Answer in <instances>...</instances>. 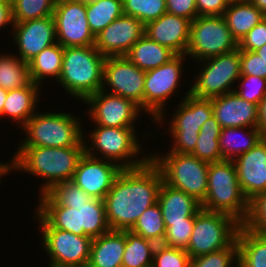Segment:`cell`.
I'll return each mask as SVG.
<instances>
[{
    "mask_svg": "<svg viewBox=\"0 0 266 267\" xmlns=\"http://www.w3.org/2000/svg\"><path fill=\"white\" fill-rule=\"evenodd\" d=\"M162 182L151 159L139 167L122 169L103 199L110 229L131 230L141 214L157 203Z\"/></svg>",
    "mask_w": 266,
    "mask_h": 267,
    "instance_id": "1",
    "label": "cell"
},
{
    "mask_svg": "<svg viewBox=\"0 0 266 267\" xmlns=\"http://www.w3.org/2000/svg\"><path fill=\"white\" fill-rule=\"evenodd\" d=\"M34 220L39 228H56L80 236L97 238L110 231L103 200L59 206L47 193L38 195Z\"/></svg>",
    "mask_w": 266,
    "mask_h": 267,
    "instance_id": "2",
    "label": "cell"
},
{
    "mask_svg": "<svg viewBox=\"0 0 266 267\" xmlns=\"http://www.w3.org/2000/svg\"><path fill=\"white\" fill-rule=\"evenodd\" d=\"M84 153V147H18L15 152V172L43 179L37 191L41 195L60 182L72 180Z\"/></svg>",
    "mask_w": 266,
    "mask_h": 267,
    "instance_id": "3",
    "label": "cell"
},
{
    "mask_svg": "<svg viewBox=\"0 0 266 267\" xmlns=\"http://www.w3.org/2000/svg\"><path fill=\"white\" fill-rule=\"evenodd\" d=\"M58 111H37L21 128L25 137L18 147H84L80 115Z\"/></svg>",
    "mask_w": 266,
    "mask_h": 267,
    "instance_id": "4",
    "label": "cell"
},
{
    "mask_svg": "<svg viewBox=\"0 0 266 267\" xmlns=\"http://www.w3.org/2000/svg\"><path fill=\"white\" fill-rule=\"evenodd\" d=\"M105 58L94 45L63 47L62 70L56 83L73 100L84 101L102 89Z\"/></svg>",
    "mask_w": 266,
    "mask_h": 267,
    "instance_id": "5",
    "label": "cell"
},
{
    "mask_svg": "<svg viewBox=\"0 0 266 267\" xmlns=\"http://www.w3.org/2000/svg\"><path fill=\"white\" fill-rule=\"evenodd\" d=\"M90 130L88 134L83 131V142L85 153L92 157L112 161L122 169L139 167L150 159V155L142 152L138 128L93 126Z\"/></svg>",
    "mask_w": 266,
    "mask_h": 267,
    "instance_id": "6",
    "label": "cell"
},
{
    "mask_svg": "<svg viewBox=\"0 0 266 267\" xmlns=\"http://www.w3.org/2000/svg\"><path fill=\"white\" fill-rule=\"evenodd\" d=\"M201 209L228 214L241 224L245 221L249 200L241 190L233 160L209 163L207 193Z\"/></svg>",
    "mask_w": 266,
    "mask_h": 267,
    "instance_id": "7",
    "label": "cell"
},
{
    "mask_svg": "<svg viewBox=\"0 0 266 267\" xmlns=\"http://www.w3.org/2000/svg\"><path fill=\"white\" fill-rule=\"evenodd\" d=\"M151 161L160 170L163 183L184 191L202 203L206 197L209 163L199 160L193 154L148 153Z\"/></svg>",
    "mask_w": 266,
    "mask_h": 267,
    "instance_id": "8",
    "label": "cell"
},
{
    "mask_svg": "<svg viewBox=\"0 0 266 267\" xmlns=\"http://www.w3.org/2000/svg\"><path fill=\"white\" fill-rule=\"evenodd\" d=\"M186 55H176L168 63L155 69L145 71L144 80V114L149 115L153 125H165V111L178 88H181L186 63ZM185 61V62H184ZM173 96V97H172ZM165 110V111H164ZM153 121V122H152Z\"/></svg>",
    "mask_w": 266,
    "mask_h": 267,
    "instance_id": "9",
    "label": "cell"
},
{
    "mask_svg": "<svg viewBox=\"0 0 266 267\" xmlns=\"http://www.w3.org/2000/svg\"><path fill=\"white\" fill-rule=\"evenodd\" d=\"M178 102L174 113L171 114L169 127L166 126L172 143L169 152L191 154L196 147L201 126L213 116L211 99L198 98L185 91Z\"/></svg>",
    "mask_w": 266,
    "mask_h": 267,
    "instance_id": "10",
    "label": "cell"
},
{
    "mask_svg": "<svg viewBox=\"0 0 266 267\" xmlns=\"http://www.w3.org/2000/svg\"><path fill=\"white\" fill-rule=\"evenodd\" d=\"M241 225L228 214L201 209L195 216L192 234L185 251L192 259L227 248L237 240Z\"/></svg>",
    "mask_w": 266,
    "mask_h": 267,
    "instance_id": "11",
    "label": "cell"
},
{
    "mask_svg": "<svg viewBox=\"0 0 266 267\" xmlns=\"http://www.w3.org/2000/svg\"><path fill=\"white\" fill-rule=\"evenodd\" d=\"M197 64L201 68L198 70L199 73H195L188 88L191 95L211 99L236 89L235 84L241 76L239 48L229 53L204 59Z\"/></svg>",
    "mask_w": 266,
    "mask_h": 267,
    "instance_id": "12",
    "label": "cell"
},
{
    "mask_svg": "<svg viewBox=\"0 0 266 267\" xmlns=\"http://www.w3.org/2000/svg\"><path fill=\"white\" fill-rule=\"evenodd\" d=\"M238 48L223 16H198L190 24L186 56L196 62Z\"/></svg>",
    "mask_w": 266,
    "mask_h": 267,
    "instance_id": "13",
    "label": "cell"
},
{
    "mask_svg": "<svg viewBox=\"0 0 266 267\" xmlns=\"http://www.w3.org/2000/svg\"><path fill=\"white\" fill-rule=\"evenodd\" d=\"M93 126L111 128H137L135 124L143 111L132 100L99 90L83 101ZM140 114V115H139ZM136 126V127H135Z\"/></svg>",
    "mask_w": 266,
    "mask_h": 267,
    "instance_id": "14",
    "label": "cell"
},
{
    "mask_svg": "<svg viewBox=\"0 0 266 267\" xmlns=\"http://www.w3.org/2000/svg\"><path fill=\"white\" fill-rule=\"evenodd\" d=\"M144 80L145 71L133 64L126 56L105 58L102 90L132 100L143 112Z\"/></svg>",
    "mask_w": 266,
    "mask_h": 267,
    "instance_id": "15",
    "label": "cell"
},
{
    "mask_svg": "<svg viewBox=\"0 0 266 267\" xmlns=\"http://www.w3.org/2000/svg\"><path fill=\"white\" fill-rule=\"evenodd\" d=\"M42 250L48 257V265H87L92 238L56 228H39Z\"/></svg>",
    "mask_w": 266,
    "mask_h": 267,
    "instance_id": "16",
    "label": "cell"
},
{
    "mask_svg": "<svg viewBox=\"0 0 266 267\" xmlns=\"http://www.w3.org/2000/svg\"><path fill=\"white\" fill-rule=\"evenodd\" d=\"M53 17L56 40L63 47L95 44V36L87 20L86 4L78 0H56Z\"/></svg>",
    "mask_w": 266,
    "mask_h": 267,
    "instance_id": "17",
    "label": "cell"
},
{
    "mask_svg": "<svg viewBox=\"0 0 266 267\" xmlns=\"http://www.w3.org/2000/svg\"><path fill=\"white\" fill-rule=\"evenodd\" d=\"M12 37L17 54L21 60L28 63L45 48L57 43L55 20L53 15L40 19L14 23Z\"/></svg>",
    "mask_w": 266,
    "mask_h": 267,
    "instance_id": "18",
    "label": "cell"
},
{
    "mask_svg": "<svg viewBox=\"0 0 266 267\" xmlns=\"http://www.w3.org/2000/svg\"><path fill=\"white\" fill-rule=\"evenodd\" d=\"M122 168L109 160L84 153L75 170L72 181L91 197L103 200Z\"/></svg>",
    "mask_w": 266,
    "mask_h": 267,
    "instance_id": "19",
    "label": "cell"
},
{
    "mask_svg": "<svg viewBox=\"0 0 266 267\" xmlns=\"http://www.w3.org/2000/svg\"><path fill=\"white\" fill-rule=\"evenodd\" d=\"M145 25L123 14L95 36V48L105 57L125 56L144 35Z\"/></svg>",
    "mask_w": 266,
    "mask_h": 267,
    "instance_id": "20",
    "label": "cell"
},
{
    "mask_svg": "<svg viewBox=\"0 0 266 267\" xmlns=\"http://www.w3.org/2000/svg\"><path fill=\"white\" fill-rule=\"evenodd\" d=\"M233 162L241 190L248 200L266 191V136Z\"/></svg>",
    "mask_w": 266,
    "mask_h": 267,
    "instance_id": "21",
    "label": "cell"
},
{
    "mask_svg": "<svg viewBox=\"0 0 266 267\" xmlns=\"http://www.w3.org/2000/svg\"><path fill=\"white\" fill-rule=\"evenodd\" d=\"M191 21L185 17L165 13L145 25L144 34L176 55H185L189 43Z\"/></svg>",
    "mask_w": 266,
    "mask_h": 267,
    "instance_id": "22",
    "label": "cell"
},
{
    "mask_svg": "<svg viewBox=\"0 0 266 267\" xmlns=\"http://www.w3.org/2000/svg\"><path fill=\"white\" fill-rule=\"evenodd\" d=\"M213 115L225 127H257L258 105L246 101L233 91L211 98Z\"/></svg>",
    "mask_w": 266,
    "mask_h": 267,
    "instance_id": "23",
    "label": "cell"
},
{
    "mask_svg": "<svg viewBox=\"0 0 266 267\" xmlns=\"http://www.w3.org/2000/svg\"><path fill=\"white\" fill-rule=\"evenodd\" d=\"M165 227L171 223L185 222V219H195L201 210V203L184 191L171 187L162 182L158 193Z\"/></svg>",
    "mask_w": 266,
    "mask_h": 267,
    "instance_id": "24",
    "label": "cell"
},
{
    "mask_svg": "<svg viewBox=\"0 0 266 267\" xmlns=\"http://www.w3.org/2000/svg\"><path fill=\"white\" fill-rule=\"evenodd\" d=\"M41 86L31 82L28 86L8 90L3 107V117L22 128L27 121L37 112L41 95Z\"/></svg>",
    "mask_w": 266,
    "mask_h": 267,
    "instance_id": "25",
    "label": "cell"
},
{
    "mask_svg": "<svg viewBox=\"0 0 266 267\" xmlns=\"http://www.w3.org/2000/svg\"><path fill=\"white\" fill-rule=\"evenodd\" d=\"M125 230H110L91 243L88 267H122Z\"/></svg>",
    "mask_w": 266,
    "mask_h": 267,
    "instance_id": "26",
    "label": "cell"
},
{
    "mask_svg": "<svg viewBox=\"0 0 266 267\" xmlns=\"http://www.w3.org/2000/svg\"><path fill=\"white\" fill-rule=\"evenodd\" d=\"M228 28L237 43L266 15L249 0H232L223 13Z\"/></svg>",
    "mask_w": 266,
    "mask_h": 267,
    "instance_id": "27",
    "label": "cell"
},
{
    "mask_svg": "<svg viewBox=\"0 0 266 267\" xmlns=\"http://www.w3.org/2000/svg\"><path fill=\"white\" fill-rule=\"evenodd\" d=\"M264 137L256 127L222 128L219 137L222 158L233 160L237 156L248 152Z\"/></svg>",
    "mask_w": 266,
    "mask_h": 267,
    "instance_id": "28",
    "label": "cell"
},
{
    "mask_svg": "<svg viewBox=\"0 0 266 267\" xmlns=\"http://www.w3.org/2000/svg\"><path fill=\"white\" fill-rule=\"evenodd\" d=\"M125 56L141 70L148 71L168 63L176 54L144 34Z\"/></svg>",
    "mask_w": 266,
    "mask_h": 267,
    "instance_id": "29",
    "label": "cell"
},
{
    "mask_svg": "<svg viewBox=\"0 0 266 267\" xmlns=\"http://www.w3.org/2000/svg\"><path fill=\"white\" fill-rule=\"evenodd\" d=\"M63 62V46L58 42L42 50L28 62L31 82L42 87L45 79L58 81Z\"/></svg>",
    "mask_w": 266,
    "mask_h": 267,
    "instance_id": "30",
    "label": "cell"
},
{
    "mask_svg": "<svg viewBox=\"0 0 266 267\" xmlns=\"http://www.w3.org/2000/svg\"><path fill=\"white\" fill-rule=\"evenodd\" d=\"M238 267H266V236L240 226L237 234Z\"/></svg>",
    "mask_w": 266,
    "mask_h": 267,
    "instance_id": "31",
    "label": "cell"
},
{
    "mask_svg": "<svg viewBox=\"0 0 266 267\" xmlns=\"http://www.w3.org/2000/svg\"><path fill=\"white\" fill-rule=\"evenodd\" d=\"M221 126L213 115L202 126L195 150L191 153L208 163L224 160L219 147Z\"/></svg>",
    "mask_w": 266,
    "mask_h": 267,
    "instance_id": "32",
    "label": "cell"
},
{
    "mask_svg": "<svg viewBox=\"0 0 266 267\" xmlns=\"http://www.w3.org/2000/svg\"><path fill=\"white\" fill-rule=\"evenodd\" d=\"M156 244L142 236L125 230V249L122 267H148L153 264Z\"/></svg>",
    "mask_w": 266,
    "mask_h": 267,
    "instance_id": "33",
    "label": "cell"
},
{
    "mask_svg": "<svg viewBox=\"0 0 266 267\" xmlns=\"http://www.w3.org/2000/svg\"><path fill=\"white\" fill-rule=\"evenodd\" d=\"M0 54V87L6 90L19 89L31 83L28 63L15 54Z\"/></svg>",
    "mask_w": 266,
    "mask_h": 267,
    "instance_id": "34",
    "label": "cell"
},
{
    "mask_svg": "<svg viewBox=\"0 0 266 267\" xmlns=\"http://www.w3.org/2000/svg\"><path fill=\"white\" fill-rule=\"evenodd\" d=\"M123 14L122 0H98L86 4L88 24L94 36Z\"/></svg>",
    "mask_w": 266,
    "mask_h": 267,
    "instance_id": "35",
    "label": "cell"
},
{
    "mask_svg": "<svg viewBox=\"0 0 266 267\" xmlns=\"http://www.w3.org/2000/svg\"><path fill=\"white\" fill-rule=\"evenodd\" d=\"M165 230L166 227L158 202L146 209L131 229L133 233L155 244H162Z\"/></svg>",
    "mask_w": 266,
    "mask_h": 267,
    "instance_id": "36",
    "label": "cell"
},
{
    "mask_svg": "<svg viewBox=\"0 0 266 267\" xmlns=\"http://www.w3.org/2000/svg\"><path fill=\"white\" fill-rule=\"evenodd\" d=\"M13 23L52 16L56 0H11Z\"/></svg>",
    "mask_w": 266,
    "mask_h": 267,
    "instance_id": "37",
    "label": "cell"
},
{
    "mask_svg": "<svg viewBox=\"0 0 266 267\" xmlns=\"http://www.w3.org/2000/svg\"><path fill=\"white\" fill-rule=\"evenodd\" d=\"M123 13L140 20L144 25L167 12L166 0H122Z\"/></svg>",
    "mask_w": 266,
    "mask_h": 267,
    "instance_id": "38",
    "label": "cell"
},
{
    "mask_svg": "<svg viewBox=\"0 0 266 267\" xmlns=\"http://www.w3.org/2000/svg\"><path fill=\"white\" fill-rule=\"evenodd\" d=\"M189 267H238L237 240L227 248L192 258Z\"/></svg>",
    "mask_w": 266,
    "mask_h": 267,
    "instance_id": "39",
    "label": "cell"
},
{
    "mask_svg": "<svg viewBox=\"0 0 266 267\" xmlns=\"http://www.w3.org/2000/svg\"><path fill=\"white\" fill-rule=\"evenodd\" d=\"M47 194L59 205L85 203L92 197L79 188L72 180L54 185Z\"/></svg>",
    "mask_w": 266,
    "mask_h": 267,
    "instance_id": "40",
    "label": "cell"
},
{
    "mask_svg": "<svg viewBox=\"0 0 266 267\" xmlns=\"http://www.w3.org/2000/svg\"><path fill=\"white\" fill-rule=\"evenodd\" d=\"M242 226L248 230L266 236V191L249 200V210Z\"/></svg>",
    "mask_w": 266,
    "mask_h": 267,
    "instance_id": "41",
    "label": "cell"
},
{
    "mask_svg": "<svg viewBox=\"0 0 266 267\" xmlns=\"http://www.w3.org/2000/svg\"><path fill=\"white\" fill-rule=\"evenodd\" d=\"M190 255L180 248L156 244L153 253V267H189Z\"/></svg>",
    "mask_w": 266,
    "mask_h": 267,
    "instance_id": "42",
    "label": "cell"
},
{
    "mask_svg": "<svg viewBox=\"0 0 266 267\" xmlns=\"http://www.w3.org/2000/svg\"><path fill=\"white\" fill-rule=\"evenodd\" d=\"M239 87L234 91L246 101L259 105L266 94V79L252 75H241L238 79Z\"/></svg>",
    "mask_w": 266,
    "mask_h": 267,
    "instance_id": "43",
    "label": "cell"
},
{
    "mask_svg": "<svg viewBox=\"0 0 266 267\" xmlns=\"http://www.w3.org/2000/svg\"><path fill=\"white\" fill-rule=\"evenodd\" d=\"M194 219H185V222L171 223L165 230L162 244L186 250L192 234Z\"/></svg>",
    "mask_w": 266,
    "mask_h": 267,
    "instance_id": "44",
    "label": "cell"
},
{
    "mask_svg": "<svg viewBox=\"0 0 266 267\" xmlns=\"http://www.w3.org/2000/svg\"><path fill=\"white\" fill-rule=\"evenodd\" d=\"M241 75H252L266 79V61L255 51L240 50Z\"/></svg>",
    "mask_w": 266,
    "mask_h": 267,
    "instance_id": "45",
    "label": "cell"
},
{
    "mask_svg": "<svg viewBox=\"0 0 266 267\" xmlns=\"http://www.w3.org/2000/svg\"><path fill=\"white\" fill-rule=\"evenodd\" d=\"M266 44V18L254 26L238 43L240 50L255 51Z\"/></svg>",
    "mask_w": 266,
    "mask_h": 267,
    "instance_id": "46",
    "label": "cell"
},
{
    "mask_svg": "<svg viewBox=\"0 0 266 267\" xmlns=\"http://www.w3.org/2000/svg\"><path fill=\"white\" fill-rule=\"evenodd\" d=\"M167 13L185 17L191 22L198 17L196 0H166Z\"/></svg>",
    "mask_w": 266,
    "mask_h": 267,
    "instance_id": "47",
    "label": "cell"
},
{
    "mask_svg": "<svg viewBox=\"0 0 266 267\" xmlns=\"http://www.w3.org/2000/svg\"><path fill=\"white\" fill-rule=\"evenodd\" d=\"M232 0H196L198 16H223Z\"/></svg>",
    "mask_w": 266,
    "mask_h": 267,
    "instance_id": "48",
    "label": "cell"
},
{
    "mask_svg": "<svg viewBox=\"0 0 266 267\" xmlns=\"http://www.w3.org/2000/svg\"><path fill=\"white\" fill-rule=\"evenodd\" d=\"M13 19H12V3L11 0H0V31L2 28H6L7 30L10 28V33L12 32L13 27ZM9 26V27H8Z\"/></svg>",
    "mask_w": 266,
    "mask_h": 267,
    "instance_id": "49",
    "label": "cell"
},
{
    "mask_svg": "<svg viewBox=\"0 0 266 267\" xmlns=\"http://www.w3.org/2000/svg\"><path fill=\"white\" fill-rule=\"evenodd\" d=\"M256 128L266 136V94L258 105V124Z\"/></svg>",
    "mask_w": 266,
    "mask_h": 267,
    "instance_id": "50",
    "label": "cell"
},
{
    "mask_svg": "<svg viewBox=\"0 0 266 267\" xmlns=\"http://www.w3.org/2000/svg\"><path fill=\"white\" fill-rule=\"evenodd\" d=\"M11 158H10V161L8 160L5 163L0 162V182L2 181V179H4L5 176L12 174L13 171H16L15 152ZM0 184H2V183H0Z\"/></svg>",
    "mask_w": 266,
    "mask_h": 267,
    "instance_id": "51",
    "label": "cell"
},
{
    "mask_svg": "<svg viewBox=\"0 0 266 267\" xmlns=\"http://www.w3.org/2000/svg\"><path fill=\"white\" fill-rule=\"evenodd\" d=\"M7 92H8V90L0 87V119L3 118V107H4V104L6 101Z\"/></svg>",
    "mask_w": 266,
    "mask_h": 267,
    "instance_id": "52",
    "label": "cell"
},
{
    "mask_svg": "<svg viewBox=\"0 0 266 267\" xmlns=\"http://www.w3.org/2000/svg\"><path fill=\"white\" fill-rule=\"evenodd\" d=\"M249 1L266 15V0H249Z\"/></svg>",
    "mask_w": 266,
    "mask_h": 267,
    "instance_id": "53",
    "label": "cell"
},
{
    "mask_svg": "<svg viewBox=\"0 0 266 267\" xmlns=\"http://www.w3.org/2000/svg\"><path fill=\"white\" fill-rule=\"evenodd\" d=\"M255 52L266 61V44L263 45L261 48L255 50Z\"/></svg>",
    "mask_w": 266,
    "mask_h": 267,
    "instance_id": "54",
    "label": "cell"
},
{
    "mask_svg": "<svg viewBox=\"0 0 266 267\" xmlns=\"http://www.w3.org/2000/svg\"><path fill=\"white\" fill-rule=\"evenodd\" d=\"M47 267H88L87 265H69V266H56V265H49Z\"/></svg>",
    "mask_w": 266,
    "mask_h": 267,
    "instance_id": "55",
    "label": "cell"
},
{
    "mask_svg": "<svg viewBox=\"0 0 266 267\" xmlns=\"http://www.w3.org/2000/svg\"><path fill=\"white\" fill-rule=\"evenodd\" d=\"M78 1H81L84 4H88V3L95 2V1H98V0H78Z\"/></svg>",
    "mask_w": 266,
    "mask_h": 267,
    "instance_id": "56",
    "label": "cell"
}]
</instances>
